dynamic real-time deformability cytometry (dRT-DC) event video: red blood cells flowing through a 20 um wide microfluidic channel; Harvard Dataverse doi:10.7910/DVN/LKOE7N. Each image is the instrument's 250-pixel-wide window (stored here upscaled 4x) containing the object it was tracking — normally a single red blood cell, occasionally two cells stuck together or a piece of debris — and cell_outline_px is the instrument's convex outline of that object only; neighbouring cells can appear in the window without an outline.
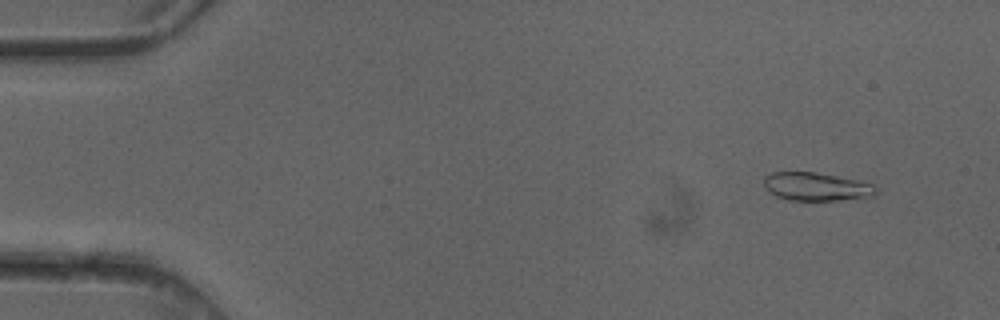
{"species": "common noctule bat (a hibernating species)", "species_latin": "Nyctalus noctula", "temperature_condition": "cold", "stored_images_in_passage": 4, "camera_frame_rate_fps": 3000, "um_per_image_px": 0.085, "animal": {"sex": "female"}, "frame": {"image": 1, "passage_image": 1, "time_ms": 0.0, "image_size_px": [1000, 320], "cell_outline_px": [[880, 192], [868, 200], [788, 200], [776, 196], [768, 192], [764, 188], [764, 176], [772, 172], [816, 172], [856, 180], [872, 184], [880, 188]], "centroid_in_image_um": [69.48, 15.89], "position_along_channel_um": 15.5, "area_um2": 19.07}}
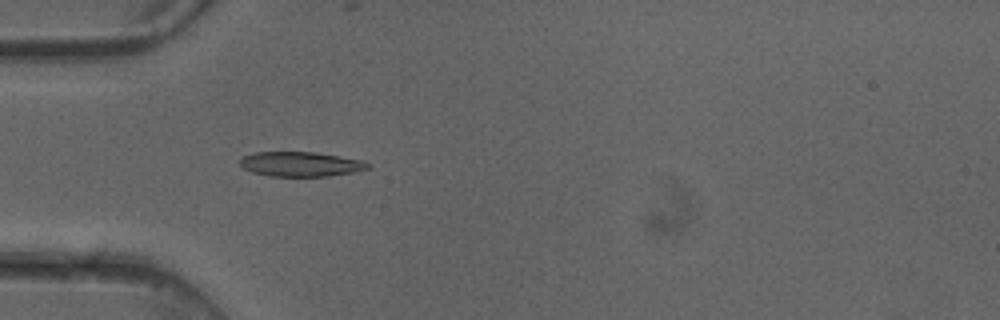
{"frame": {"image": 2, "passage_image": 4, "time_ms": 1.0, "image_size_px": [1000, 320], "cell_outline_px": [[372, 168], [356, 172], [328, 176], [268, 176], [252, 172], [244, 168], [240, 164], [240, 160], [244, 156], [256, 152], [316, 152], [364, 160], [372, 164]], "centroid_in_image_um": [25.64, 13.95], "position_along_channel_um": 59.4, "area_um2": 18.61}}